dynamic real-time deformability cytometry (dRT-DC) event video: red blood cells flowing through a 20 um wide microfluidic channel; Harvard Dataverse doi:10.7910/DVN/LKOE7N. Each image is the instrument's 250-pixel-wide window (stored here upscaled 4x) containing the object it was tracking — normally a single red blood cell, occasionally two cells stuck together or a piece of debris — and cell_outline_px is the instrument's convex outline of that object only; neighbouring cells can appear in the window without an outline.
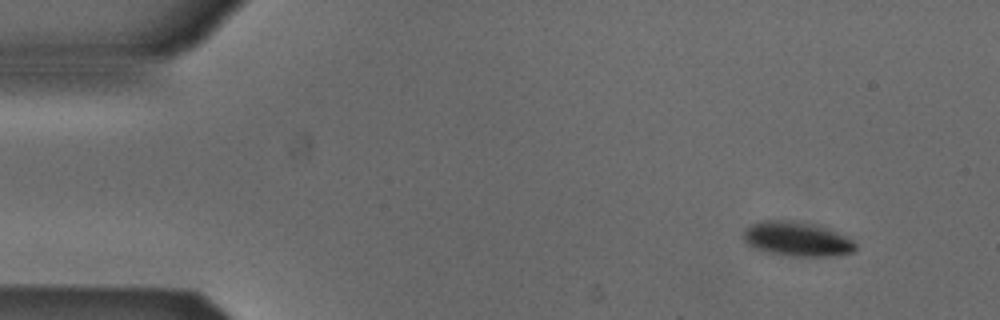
{"species": "Egyptian fruit bat (a non-hibernating species)", "species_latin": "Rousettus aegyptiacus", "temperature_condition": "cold", "stored_images_in_passage": 5, "segment_of_instrument_passage": [1, 2], "camera_frame_rate_fps": 3000, "um_per_image_px": 0.085, "animal": {"sex": "male"}, "frame": {"image": 1, "passage_image": 1, "time_ms": 0.0, "image_size_px": [1000, 320], "cell_outline_px": [[856, 252], [836, 256], [788, 256], [768, 252], [752, 248], [744, 240], [744, 232], [752, 224], [764, 220], [796, 220], [820, 224], [852, 240], [856, 244]], "centroid_in_image_um": [67.78, 20.31], "position_along_channel_um": 17.2, "area_um2": 22.77}}
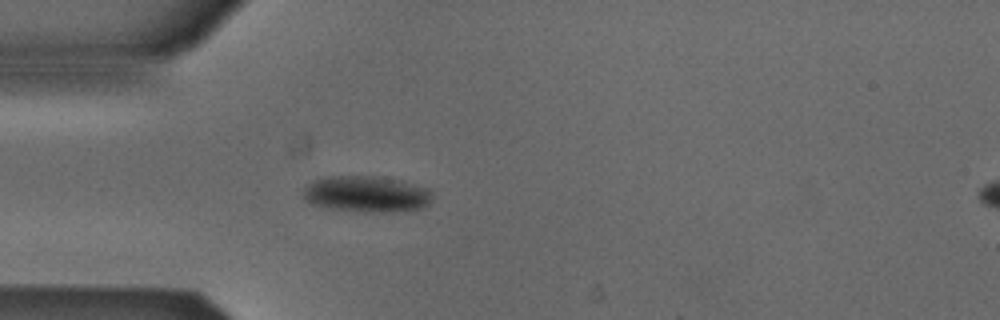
{"frame": {"image": 2, "passage_image": 4, "time_ms": 1.0, "image_size_px": [1000, 320], "cell_outline_px": [[432, 192], [428, 204], [424, 208], [392, 212], [364, 212], [328, 208], [312, 204], [304, 196], [304, 188], [312, 180], [320, 176], [384, 176], [400, 180], [428, 188]], "centroid_in_image_um": [31.15, 16.48], "position_along_channel_um": 53.8, "area_um2": 27.51}}